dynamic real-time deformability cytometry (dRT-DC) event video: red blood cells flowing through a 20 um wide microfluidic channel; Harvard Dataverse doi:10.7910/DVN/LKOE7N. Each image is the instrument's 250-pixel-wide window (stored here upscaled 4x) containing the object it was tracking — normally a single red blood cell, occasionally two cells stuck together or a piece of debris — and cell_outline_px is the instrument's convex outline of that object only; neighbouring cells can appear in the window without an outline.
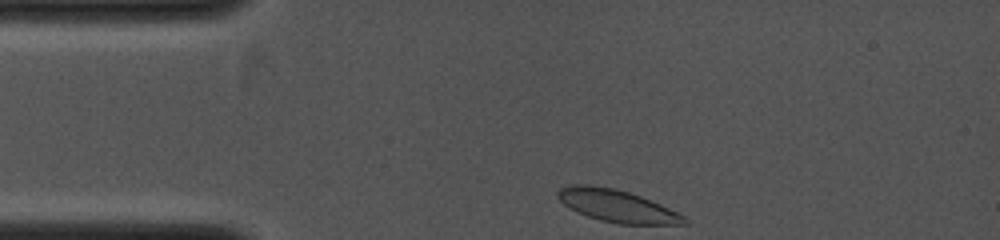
{"species": "common noctule bat (a hibernating species)", "species_latin": "Nyctalus noctula", "temperature_condition": "cold", "stored_images_in_passage": 2, "camera_frame_rate_fps": 4000, "um_per_image_px": 0.085, "animal": {"sex": "female", "body_mass_g": 19.0, "forearm_length_mm": 53.3}, "frame": {"image": 1, "passage_image": 1, "time_ms": 0.0, "image_size_px": [1000, 240], "cell_outline_px": [[688, 224], [620, 224], [600, 220], [576, 212], [568, 208], [556, 196], [556, 192], [560, 188], [572, 184], [588, 184], [616, 188], [640, 196], [660, 204], [684, 216], [688, 220]], "centroid_in_image_um": [52.4, 17.49], "position_along_channel_um": 32.6, "area_um2": 23.81}}